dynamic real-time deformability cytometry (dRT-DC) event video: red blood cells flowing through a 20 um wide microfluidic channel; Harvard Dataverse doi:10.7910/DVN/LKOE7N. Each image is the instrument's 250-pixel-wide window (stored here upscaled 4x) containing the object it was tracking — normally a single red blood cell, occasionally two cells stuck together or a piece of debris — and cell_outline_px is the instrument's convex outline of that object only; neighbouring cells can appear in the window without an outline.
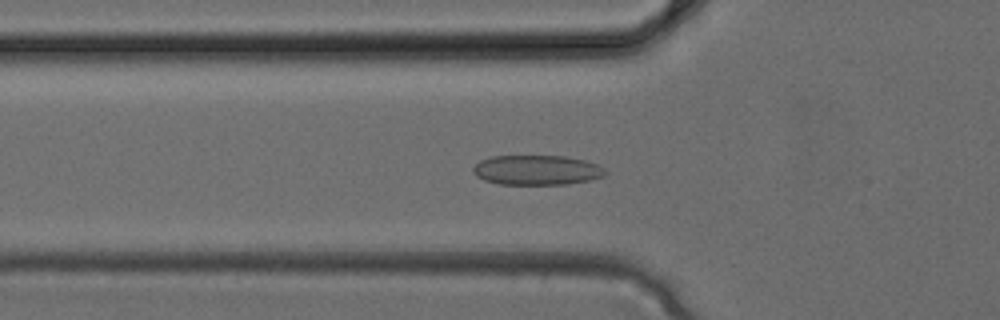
{"species": "common noctule bat (a hibernating species)", "species_latin": "Nyctalus noctula", "temperature_condition": "cold", "stored_images_in_passage": 6, "camera_frame_rate_fps": 3000, "um_per_image_px": 0.085, "animal": {"sex": "female", "body_mass_g": 24.6, "forearm_length_mm": 56.2}, "frame": {"image": 1, "passage_image": 5, "time_ms": 1.333, "image_size_px": [1000, 320], "cell_outline_px": [[608, 172], [604, 176], [588, 180], [568, 184], [500, 184], [484, 180], [476, 176], [472, 172], [472, 168], [480, 160], [492, 156], [564, 156], [584, 160], [600, 164]], "centroid_in_image_um": [45.64, 14.45], "position_along_channel_um": 80.2, "area_um2": 23.06}}